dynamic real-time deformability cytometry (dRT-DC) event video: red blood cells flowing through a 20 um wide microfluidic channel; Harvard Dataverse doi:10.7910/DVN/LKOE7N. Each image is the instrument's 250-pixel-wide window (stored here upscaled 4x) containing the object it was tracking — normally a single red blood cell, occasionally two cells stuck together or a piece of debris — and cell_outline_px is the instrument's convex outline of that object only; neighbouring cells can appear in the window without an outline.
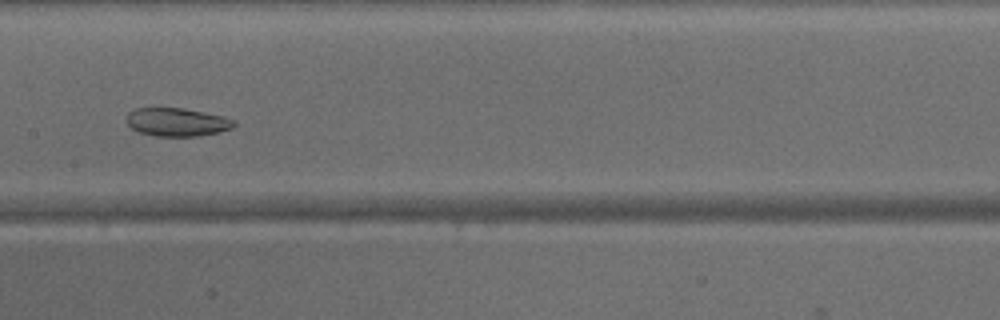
{"species": "common noctule bat (a hibernating species)", "species_latin": "Nyctalus noctula", "temperature_condition": "warm", "stored_images_in_passage": 47, "camera_frame_rate_fps": 3000, "um_per_image_px": 0.085, "animal": {"sex": "male", "body_mass_g": 15.6}, "frame": {"image": 1, "passage_image": 24, "time_ms": 7.667, "image_size_px": [1000, 320], "cell_outline_px": [[236, 124], [232, 128], [220, 132], [200, 136], [156, 136], [136, 132], [128, 124], [128, 112], [136, 108], [184, 108], [220, 116], [236, 120]], "centroid_in_image_um": [15.05, 10.39], "position_along_channel_um": 192.4, "area_um2": 17.69}}
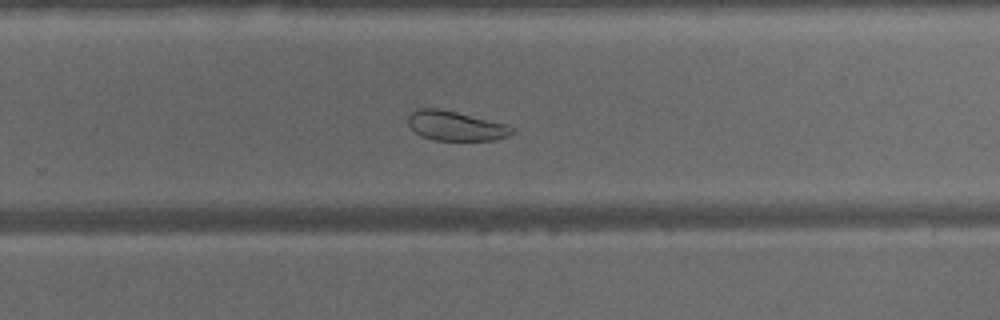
{"frame": {"image": 2, "passage_image": 31, "time_ms": 10.0, "image_size_px": [1000, 320], "cell_outline_px": [[512, 132], [508, 136], [496, 140], [436, 140], [420, 136], [408, 124], [408, 116], [416, 108], [440, 108], [504, 124], [512, 128]], "centroid_in_image_um": [38.67, 10.7], "position_along_channel_um": 291.1, "area_um2": 17.63}}
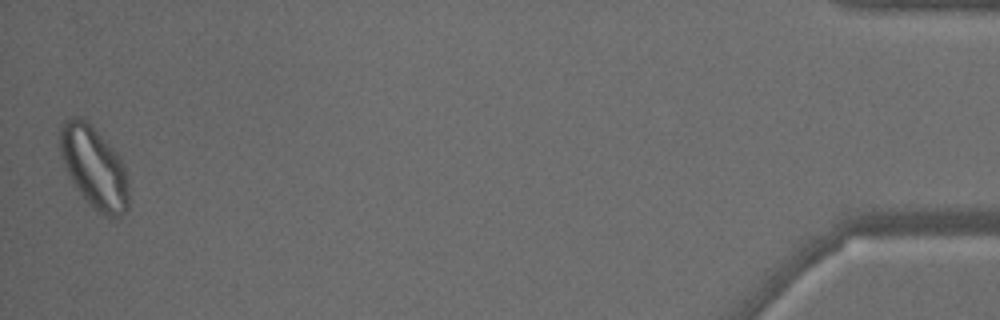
{"frame": {"image": 3, "passage_image": 47, "time_ms": 15.333, "image_size_px": [1000, 320], "cell_outline_px": [[128, 208], [116, 220], [112, 220], [104, 216], [88, 204], [72, 180], [60, 156], [60, 124], [64, 120], [72, 116], [80, 116], [120, 156], [124, 164], [128, 188]], "centroid_in_image_um": [8.0, 14.26], "position_along_channel_um": 427.2, "area_um2": 32.48}}